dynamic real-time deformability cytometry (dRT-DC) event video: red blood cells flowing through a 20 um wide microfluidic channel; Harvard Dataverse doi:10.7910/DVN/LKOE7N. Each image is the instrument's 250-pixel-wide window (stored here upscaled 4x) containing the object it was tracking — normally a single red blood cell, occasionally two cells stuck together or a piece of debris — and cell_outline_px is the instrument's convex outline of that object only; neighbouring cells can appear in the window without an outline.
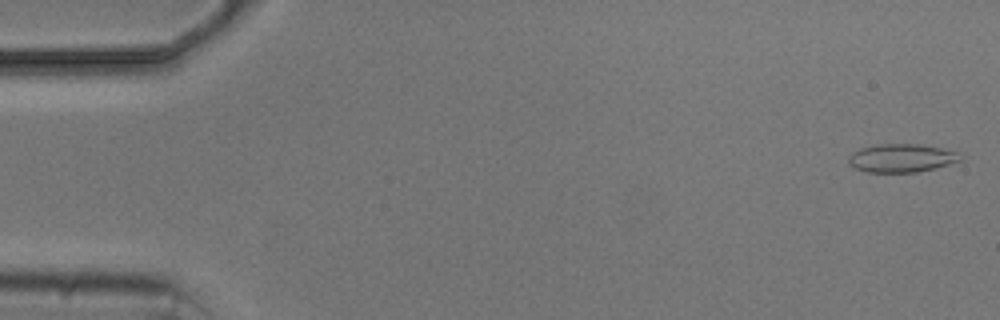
{"species": "common noctule bat (a hibernating species)", "species_latin": "Nyctalus noctula", "temperature_condition": "cold", "stored_images_in_passage": 3, "camera_frame_rate_fps": 3000, "um_per_image_px": 0.085, "animal": {"sex": "male", "body_mass_g": 20.5, "forearm_length_mm": 52.5}, "frame": {"image": 1, "passage_image": 1, "time_ms": 0.0, "image_size_px": [1000, 320], "cell_outline_px": [[964, 156], [960, 160], [936, 168], [916, 172], [868, 172], [856, 168], [848, 164], [848, 156], [852, 152], [860, 148], [880, 144], [920, 144], [940, 148], [956, 152]], "centroid_in_image_um": [76.61, 13.43], "position_along_channel_um": 8.4, "area_um2": 18.38}}
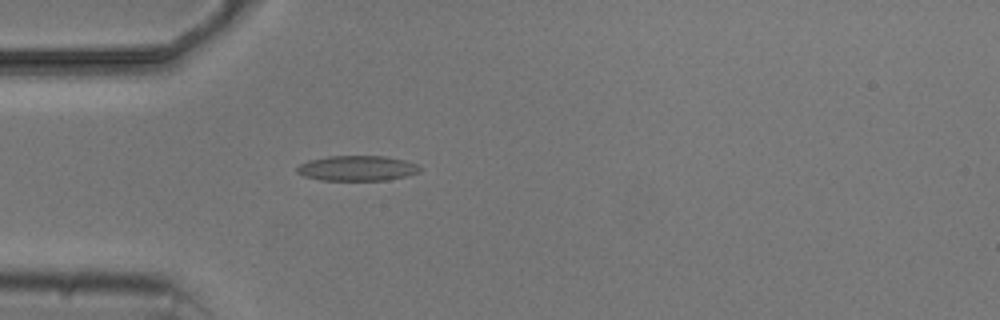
{"frame": {"image": 2, "passage_image": 3, "time_ms": 4.667, "image_size_px": [1000, 320], "cell_outline_px": [[424, 168], [420, 172], [388, 180], [320, 180], [304, 176], [296, 172], [296, 168], [300, 164], [308, 160], [328, 156], [384, 156], [404, 160], [416, 164]], "centroid_in_image_um": [30.35, 14.3], "position_along_channel_um": 54.6, "area_um2": 18.09}}